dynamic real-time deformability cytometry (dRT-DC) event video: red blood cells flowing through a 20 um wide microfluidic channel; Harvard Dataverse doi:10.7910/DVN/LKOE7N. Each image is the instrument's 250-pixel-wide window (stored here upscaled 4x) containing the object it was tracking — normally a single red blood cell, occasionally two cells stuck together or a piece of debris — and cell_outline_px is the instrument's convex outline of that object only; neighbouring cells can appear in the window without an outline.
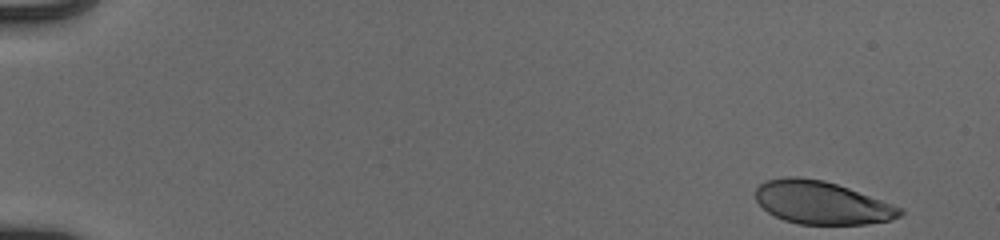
{"species": "human", "species_latin": "Homo sapiens", "temperature_condition": "cold", "stored_images_in_passage": 51, "camera_frame_rate_fps": 3000, "um_per_image_px": 0.085, "donor": {"sex": "male"}, "frame": {"image": 1, "passage_image": 1, "time_ms": 0.0, "image_size_px": [1000, 240], "cell_outline_px": [[904, 212], [900, 216], [892, 220], [868, 224], [800, 224], [784, 220], [768, 212], [756, 200], [756, 188], [760, 184], [768, 180], [788, 176], [796, 176], [824, 180], [848, 188], [904, 208]], "centroid_in_image_um": [69.87, 17.23], "position_along_channel_um": 15.1, "area_um2": 36.01}}
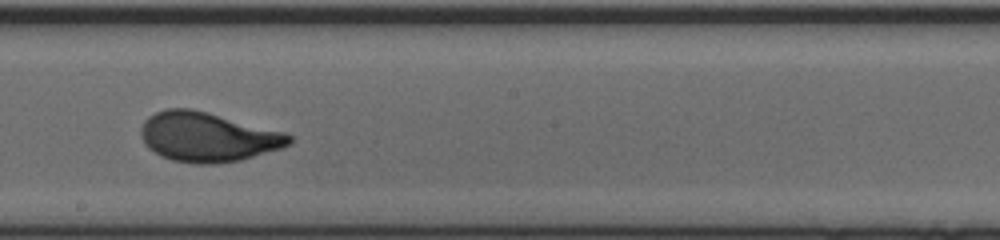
{"frame": {"image": 2, "passage_image": 30, "time_ms": 9.667, "image_size_px": [1000, 240], "cell_outline_px": [[292, 144], [280, 148], [240, 160], [216, 164], [192, 164], [172, 160], [160, 156], [148, 148], [144, 144], [140, 136], [140, 128], [144, 120], [148, 116], [156, 112], [168, 108], [192, 108], [208, 112], [284, 132], [292, 136]], "centroid_in_image_um": [17.6, 11.64], "position_along_channel_um": 230.6, "area_um2": 42.95}}
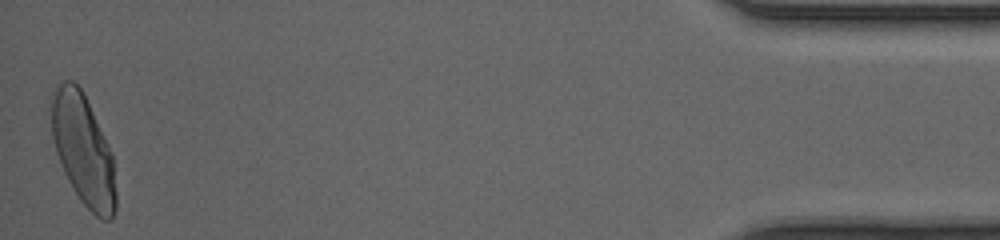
{"frame": {"image": 3, "passage_image": 51, "time_ms": 16.667, "image_size_px": [1000, 240], "cell_outline_px": [[116, 208], [112, 220], [100, 220], [80, 200], [68, 180], [64, 172], [56, 152], [52, 136], [48, 104], [56, 88], [64, 80], [72, 80], [80, 88], [112, 152], [116, 192]], "centroid_in_image_um": [7.05, 12.76], "position_along_channel_um": 428.1, "area_um2": 41.56}, "authors_computed_cell_mechanics": {"area_um2": 40.2866, "velocity_mm_per_s": 3.9463, "shape_relaxation_time_tau1_ms": 3.3013, "shape_relaxation_time_tau2_ms": null, "deformation_change_tau1": 0.1703, "deformation_change_tau2": null}}